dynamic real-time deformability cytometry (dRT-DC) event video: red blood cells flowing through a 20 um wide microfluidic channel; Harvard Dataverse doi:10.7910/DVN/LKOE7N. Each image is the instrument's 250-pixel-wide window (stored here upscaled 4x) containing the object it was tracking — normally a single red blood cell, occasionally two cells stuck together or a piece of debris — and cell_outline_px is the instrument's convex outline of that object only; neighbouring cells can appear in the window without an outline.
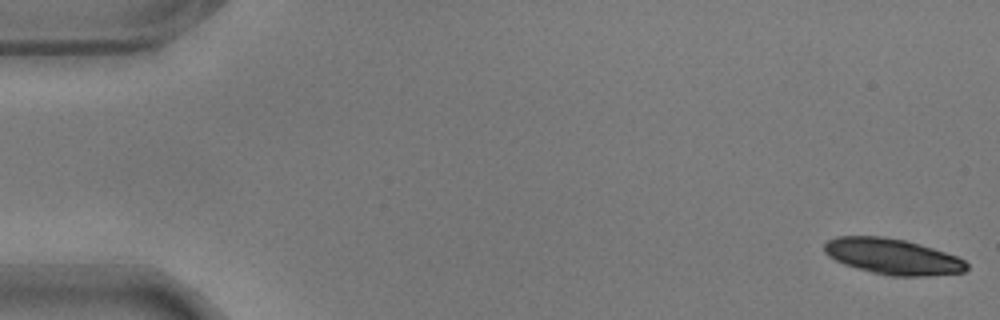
{"species": "common noctule bat (a hibernating species)", "species_latin": "Nyctalus noctula", "temperature_condition": "warm", "stored_images_in_passage": 56, "camera_frame_rate_fps": 3000, "um_per_image_px": 0.085, "animal": {"sex": "male", "body_mass_g": 17.9}, "frame": {"image": 1, "passage_image": 1, "time_ms": 0.0, "image_size_px": [1000, 320], "cell_outline_px": [[968, 268], [964, 272], [928, 276], [888, 276], [872, 272], [844, 264], [828, 256], [824, 252], [824, 244], [828, 240], [836, 236], [884, 236], [904, 240], [920, 244], [956, 256], [964, 260], [968, 264]], "centroid_in_image_um": [75.86, 21.8], "position_along_channel_um": 9.1, "area_um2": 29.65}}
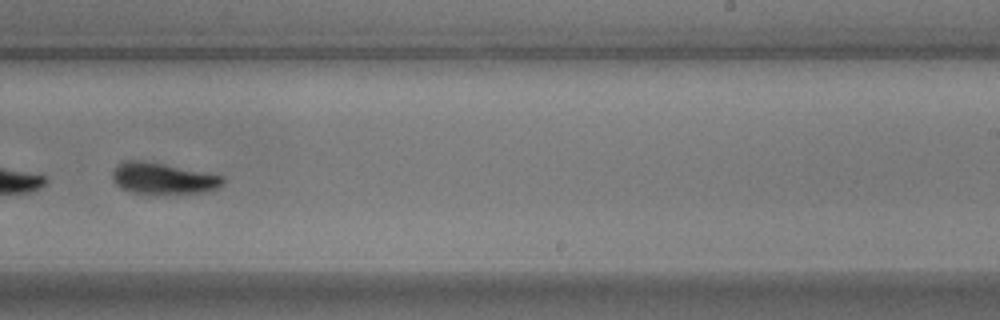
{"frame": {"image": 2, "passage_image": 36, "time_ms": 11.667, "image_size_px": [1000, 320], "cell_outline_px": [[224, 184], [220, 188], [204, 192], [132, 192], [120, 188], [116, 184], [112, 176], [112, 172], [124, 160], [140, 160], [164, 164], [224, 176]], "centroid_in_image_um": [13.88, 15.14], "position_along_channel_um": 275.1, "area_um2": 19.59}, "authors_computed_cell_mechanics": {"area_um2": 21.8484, "velocity_mm_per_s": 3.5478, "shape_relaxation_time_tau1_ms": 2.674, "shape_relaxation_time_tau2_ms": 4.1976, "deformation_change_tau1": 0.1529, "deformation_change_tau2": 0.1021}}